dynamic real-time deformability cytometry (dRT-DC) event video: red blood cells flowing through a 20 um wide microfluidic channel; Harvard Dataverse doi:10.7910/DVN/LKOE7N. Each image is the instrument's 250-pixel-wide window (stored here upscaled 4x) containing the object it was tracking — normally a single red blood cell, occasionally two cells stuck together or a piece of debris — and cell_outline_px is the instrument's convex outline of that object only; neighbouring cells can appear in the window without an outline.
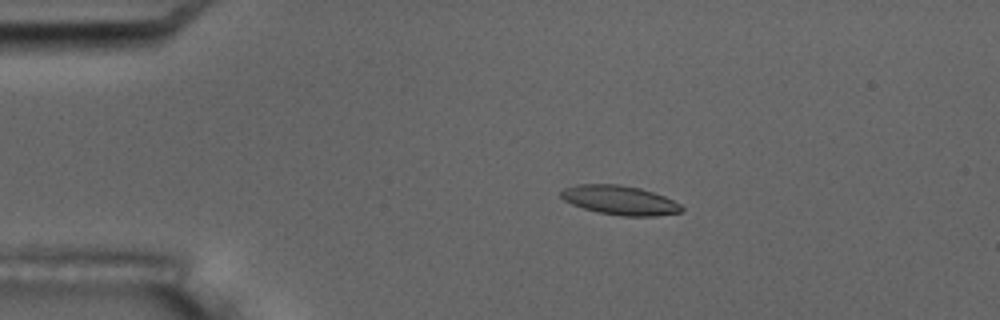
{"species": "common noctule bat (a hibernating species)", "species_latin": "Nyctalus noctula", "temperature_condition": "room temperature", "stored_images_in_passage": 8, "camera_frame_rate_fps": 3000, "um_per_image_px": 0.085, "animal": {"sex": "male", "body_mass_g": 17.5, "forearm_length_mm": 52.3}, "frame": {"image": 1, "passage_image": 2, "time_ms": 1.0, "image_size_px": [1000, 320], "cell_outline_px": [[684, 208], [680, 212], [656, 216], [620, 216], [596, 212], [572, 204], [564, 200], [560, 196], [560, 192], [564, 188], [576, 184], [620, 184], [640, 188], [664, 196], [680, 204]], "centroid_in_image_um": [52.66, 17.01], "position_along_channel_um": 32.3, "area_um2": 20.58}}
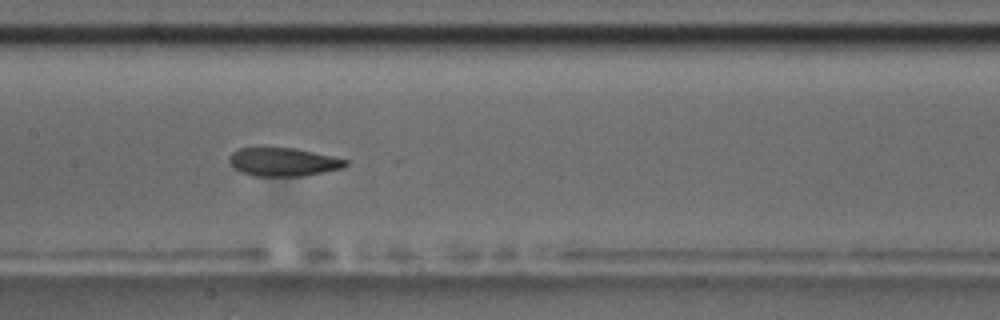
{"frame": {"image": 2, "passage_image": 7, "time_ms": 6.667, "image_size_px": [1000, 320], "cell_outline_px": [[348, 164], [344, 168], [304, 176], [252, 176], [240, 172], [232, 168], [228, 160], [232, 152], [240, 148], [256, 144], [296, 148], [332, 156], [348, 160]], "centroid_in_image_um": [24.0, 13.72], "position_along_channel_um": 183.4, "area_um2": 20.23}}
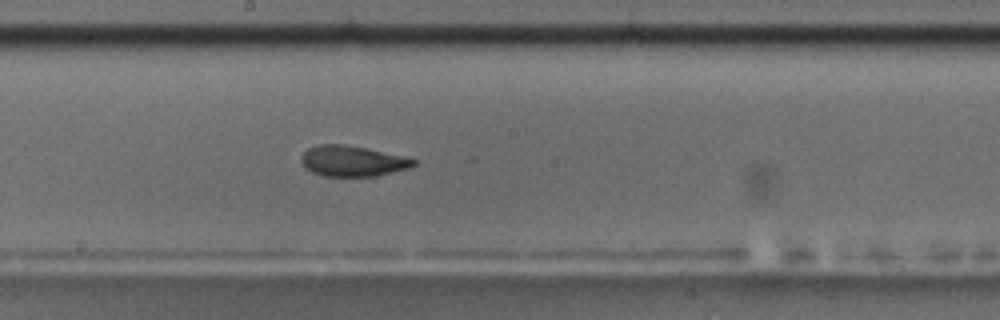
{"frame": {"image": 3, "passage_image": 8, "time_ms": 7.667, "image_size_px": [1000, 320], "cell_outline_px": [[416, 164], [408, 168], [376, 176], [324, 176], [312, 172], [304, 168], [300, 160], [304, 152], [308, 148], [320, 144], [344, 144], [364, 148], [416, 160]], "centroid_in_image_um": [29.88, 13.7], "position_along_channel_um": 218.3, "area_um2": 19.71}}